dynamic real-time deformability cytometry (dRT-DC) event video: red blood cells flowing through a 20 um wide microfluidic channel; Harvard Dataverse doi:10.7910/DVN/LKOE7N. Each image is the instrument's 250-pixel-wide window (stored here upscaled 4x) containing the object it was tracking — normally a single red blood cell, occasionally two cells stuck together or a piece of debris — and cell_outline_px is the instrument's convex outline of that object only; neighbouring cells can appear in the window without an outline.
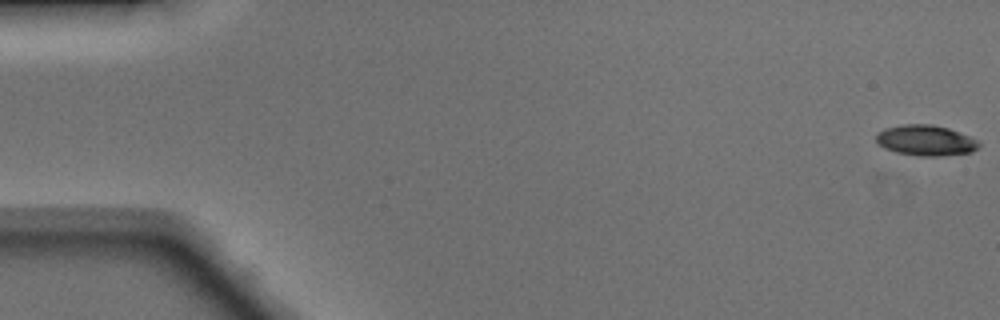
{"species": "Egyptian fruit bat (a non-hibernating species)", "species_latin": "Rousettus aegyptiacus", "temperature_condition": "warm", "stored_images_in_passage": 49, "camera_frame_rate_fps": 3000, "um_per_image_px": 0.085, "animal": {"sex": "male"}, "frame": {"image": 1, "passage_image": 1, "time_ms": 0.0, "image_size_px": [1000, 320], "cell_outline_px": [[980, 144], [972, 152], [940, 156], [920, 156], [896, 152], [884, 148], [876, 140], [876, 132], [884, 128], [904, 124], [932, 124], [948, 128], [968, 136], [976, 140]], "centroid_in_image_um": [78.65, 11.93], "position_along_channel_um": 6.4, "area_um2": 18.21}}
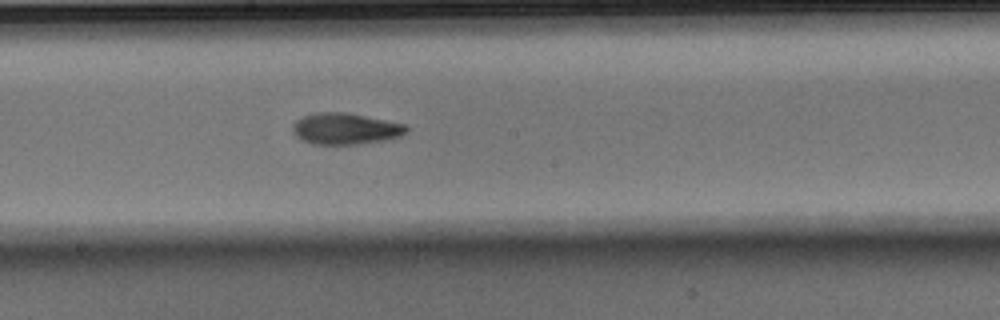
{"frame": {"image": 2, "passage_image": 27, "time_ms": 8.667, "image_size_px": [1000, 320], "cell_outline_px": [[408, 132], [400, 136], [384, 140], [356, 144], [312, 144], [300, 140], [296, 136], [292, 128], [292, 124], [296, 120], [304, 116], [316, 112], [344, 112], [404, 124], [408, 128]], "centroid_in_image_um": [29.32, 10.94], "position_along_channel_um": 218.9, "area_um2": 20.63}}
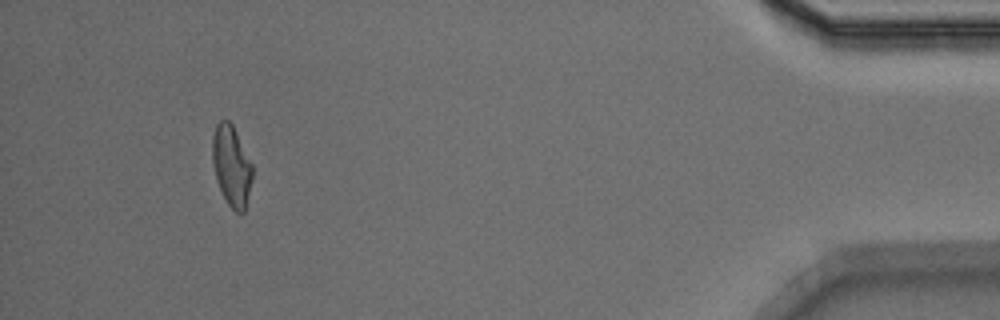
{"frame": {"image": 3, "passage_image": 46, "time_ms": 15.0, "image_size_px": [1000, 320], "cell_outline_px": [[252, 180], [244, 212], [240, 216], [228, 204], [216, 180], [212, 160], [212, 136], [216, 124], [220, 120], [228, 120], [232, 124], [252, 164]], "centroid_in_image_um": [19.67, 14.1], "position_along_channel_um": 415.5, "area_um2": 18.73}, "authors_computed_cell_mechanics": {"area_um2": 19.4786, "velocity_mm_per_s": 4.1534, "shape_relaxation_time_tau1_ms": 3.8805, "shape_relaxation_time_tau2_ms": 4.4123, "deformation_change_tau1": 0.1651, "deformation_change_tau2": 0.1281}}